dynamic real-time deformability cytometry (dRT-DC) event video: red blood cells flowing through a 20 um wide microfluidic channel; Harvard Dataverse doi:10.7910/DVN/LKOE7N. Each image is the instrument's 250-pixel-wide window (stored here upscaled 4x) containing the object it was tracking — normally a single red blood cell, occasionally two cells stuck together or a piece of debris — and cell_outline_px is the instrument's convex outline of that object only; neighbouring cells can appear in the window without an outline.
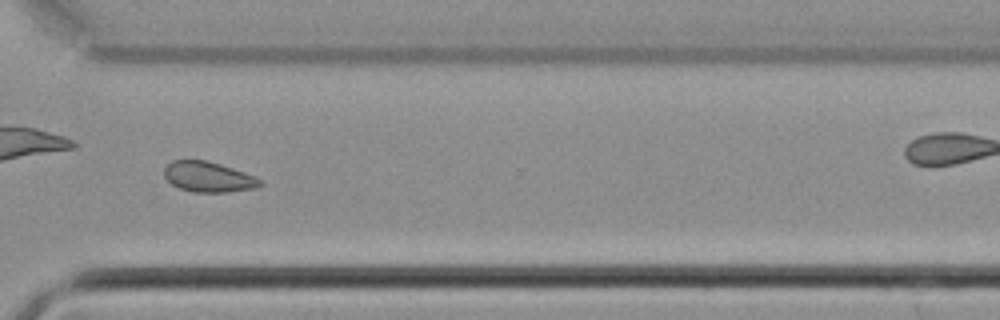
{"species": "common noctule bat (a hibernating species)", "species_latin": "Nyctalus noctula", "temperature_condition": "cold", "stored_images_in_passage": 47, "camera_frame_rate_fps": 3000, "um_per_image_px": 0.085, "animal": {"sex": "male", "body_mass_g": 21.5, "forearm_length_mm": 52.0}, "frame": {"image": 1, "passage_image": 34, "time_ms": 11.0, "image_size_px": [1000, 320], "cell_outline_px": [[264, 184], [256, 188], [224, 192], [192, 192], [180, 188], [172, 184], [164, 176], [164, 168], [172, 160], [204, 160], [220, 164], [244, 172], [260, 180]], "centroid_in_image_um": [17.69, 15.04], "position_along_channel_um": 352.9, "area_um2": 16.76}}